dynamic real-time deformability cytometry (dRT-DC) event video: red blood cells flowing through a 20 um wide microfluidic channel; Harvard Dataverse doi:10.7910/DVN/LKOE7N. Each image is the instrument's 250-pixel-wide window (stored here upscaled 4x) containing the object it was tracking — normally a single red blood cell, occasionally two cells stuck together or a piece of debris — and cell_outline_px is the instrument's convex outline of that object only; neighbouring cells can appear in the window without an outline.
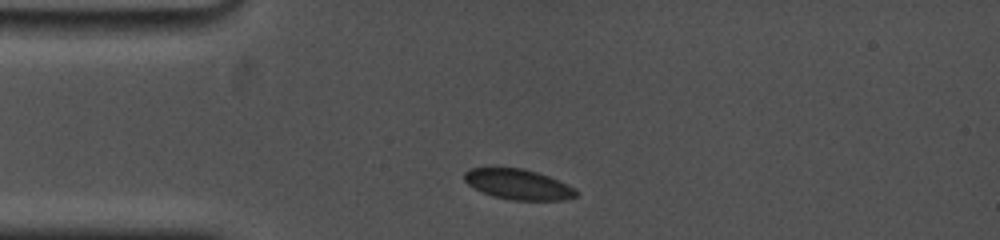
{"species": "common noctule bat (a hibernating species)", "species_latin": "Nyctalus noctula", "temperature_condition": "cold", "stored_images_in_passage": 2, "camera_frame_rate_fps": 5000, "um_per_image_px": 0.085, "animal": {"sex": "female", "body_mass_g": 19.0, "forearm_length_mm": 53.3}, "frame": {"image": 1, "passage_image": 1, "time_ms": 0.0, "image_size_px": [1000, 240], "cell_outline_px": [[580, 196], [564, 200], [512, 200], [492, 196], [468, 184], [464, 180], [464, 172], [472, 168], [524, 168], [548, 176], [576, 188], [580, 192]], "centroid_in_image_um": [44.11, 15.68], "position_along_channel_um": 40.9, "area_um2": 19.77}}